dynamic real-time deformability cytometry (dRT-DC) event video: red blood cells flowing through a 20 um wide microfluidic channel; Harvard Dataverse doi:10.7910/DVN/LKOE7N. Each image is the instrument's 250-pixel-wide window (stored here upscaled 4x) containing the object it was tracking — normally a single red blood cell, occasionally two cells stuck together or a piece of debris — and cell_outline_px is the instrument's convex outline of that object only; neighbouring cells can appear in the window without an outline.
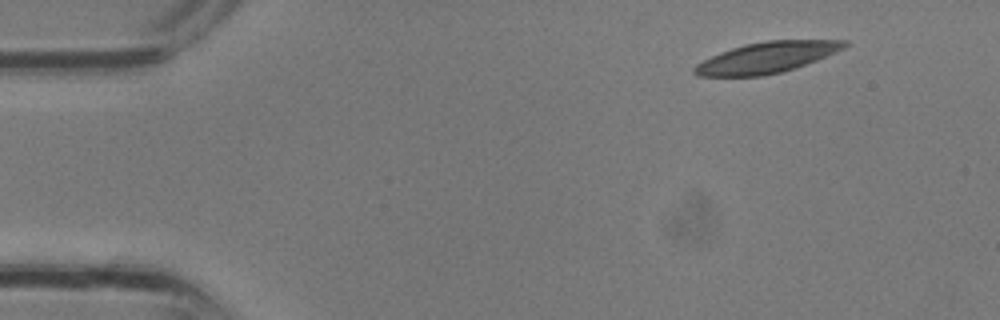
{"species": "common noctule bat (a hibernating species)", "species_latin": "Nyctalus noctula", "temperature_condition": "room temperature", "stored_images_in_passage": 3, "camera_frame_rate_fps": 3000, "um_per_image_px": 0.085, "animal": {"sex": "male", "body_mass_g": 13.3}, "frame": {"image": 1, "passage_image": 1, "time_ms": 0.0, "image_size_px": [1000, 320], "cell_outline_px": [[848, 44], [844, 48], [836, 52], [816, 60], [780, 72], [760, 76], [696, 76], [692, 72], [692, 68], [696, 64], [720, 52], [744, 44], [768, 40], [848, 40]], "centroid_in_image_um": [65.14, 4.88], "position_along_channel_um": 19.9, "area_um2": 26.76}}
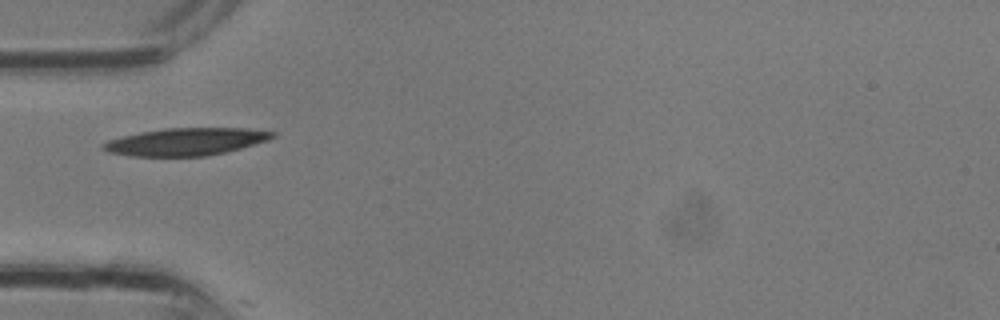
{"frame": {"image": 2, "passage_image": 3, "time_ms": 0.667, "image_size_px": [1000, 320], "cell_outline_px": [[276, 136], [268, 140], [240, 148], [224, 152], [204, 156], [132, 156], [108, 152], [100, 148], [100, 144], [108, 140], [140, 132], [164, 128], [244, 128], [276, 132]], "centroid_in_image_um": [15.77, 12.04], "position_along_channel_um": 69.2, "area_um2": 26.99}}